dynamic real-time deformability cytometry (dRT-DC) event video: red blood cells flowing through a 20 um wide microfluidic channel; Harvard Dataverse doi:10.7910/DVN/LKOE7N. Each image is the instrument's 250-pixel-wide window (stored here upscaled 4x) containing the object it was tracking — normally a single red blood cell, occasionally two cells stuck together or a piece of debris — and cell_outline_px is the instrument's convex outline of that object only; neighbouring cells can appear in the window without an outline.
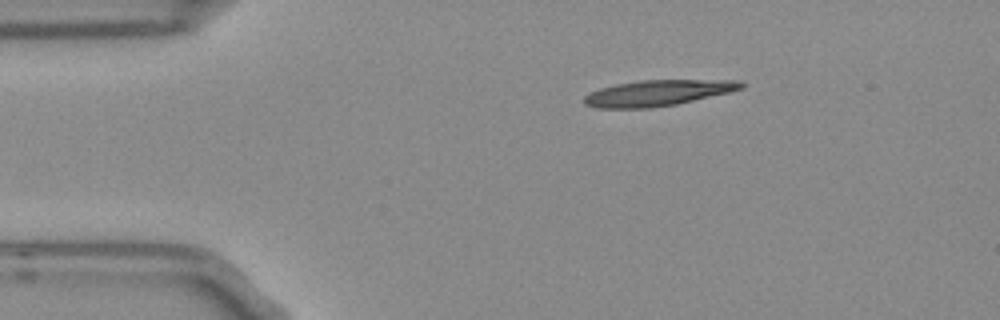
{"species": "Egyptian fruit bat (a non-hibernating species)", "species_latin": "Rousettus aegyptiacus", "temperature_condition": "room temperature", "stored_images_in_passage": 45, "camera_frame_rate_fps": 3000, "um_per_image_px": 0.085, "frame": {"image": 1, "passage_image": 1, "time_ms": 0.0, "image_size_px": [1000, 320], "cell_outline_px": [[744, 88], [728, 92], [676, 104], [648, 108], [596, 108], [584, 104], [584, 96], [600, 88], [616, 84], [640, 80], [740, 80], [744, 84]], "centroid_in_image_um": [55.89, 7.9], "position_along_channel_um": 29.1, "area_um2": 23.47}}
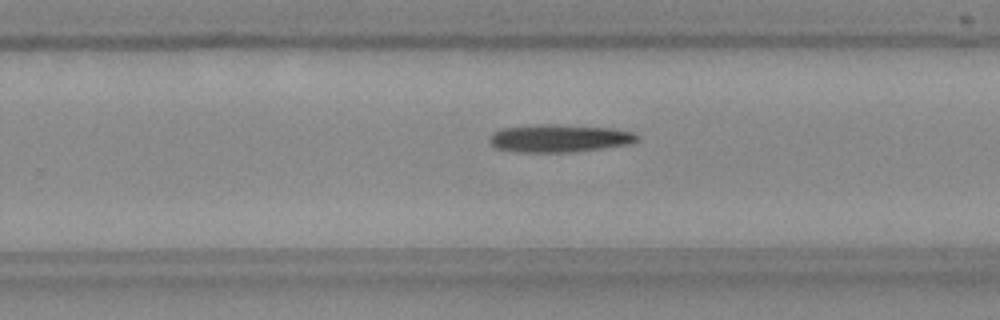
{"frame": {"image": 2, "passage_image": 25, "time_ms": 8.0, "image_size_px": [1000, 320], "cell_outline_px": [[640, 136], [636, 140], [628, 144], [600, 148], [568, 152], [512, 152], [496, 148], [488, 140], [488, 136], [492, 132], [500, 128], [540, 124], [548, 124], [616, 128], [632, 132]], "centroid_in_image_um": [47.46, 11.75], "position_along_channel_um": 282.3, "area_um2": 23.93}}
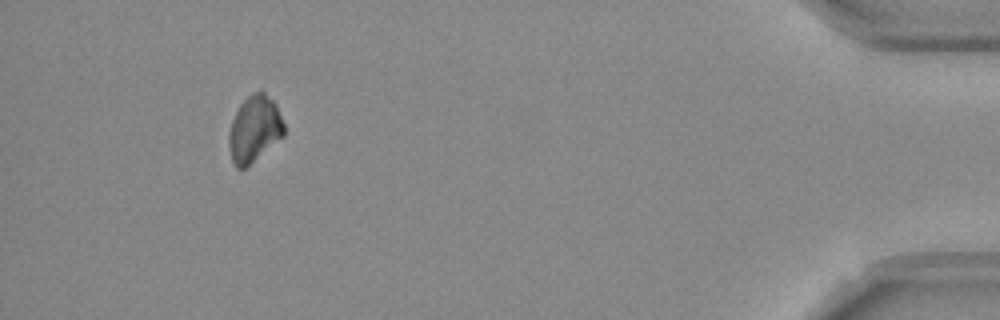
{"frame": {"image": 3, "passage_image": 41, "time_ms": 13.333, "image_size_px": [1000, 320], "cell_outline_px": [[284, 136], [244, 168], [236, 168], [232, 160], [228, 144], [228, 136], [232, 120], [240, 104], [252, 92], [264, 92], [276, 104], [284, 124]], "centroid_in_image_um": [21.62, 10.96], "position_along_channel_um": 413.6, "area_um2": 21.04}, "authors_computed_cell_mechanics": {"area_um2": 23.1778, "velocity_mm_per_s": 3.7545, "shape_relaxation_time_tau1_ms": 3.9594, "shape_relaxation_time_tau2_ms": null, "deformation_change_tau1": 0.0974, "deformation_change_tau2": null}}